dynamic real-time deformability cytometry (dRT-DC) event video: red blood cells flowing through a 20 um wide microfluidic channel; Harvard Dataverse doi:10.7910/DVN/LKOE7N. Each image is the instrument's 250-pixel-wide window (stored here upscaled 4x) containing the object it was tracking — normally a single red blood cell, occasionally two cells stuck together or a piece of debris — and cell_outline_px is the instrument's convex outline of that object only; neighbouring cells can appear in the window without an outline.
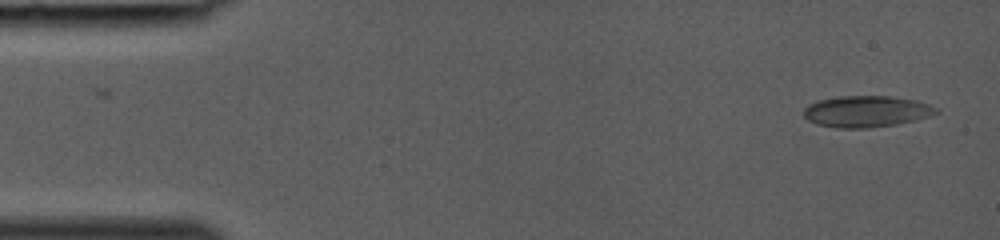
{"species": "common noctule bat (a hibernating species)", "species_latin": "Nyctalus noctula", "temperature_condition": "room temperature", "stored_images_in_passage": 37, "camera_frame_rate_fps": 3000, "um_per_image_px": 0.085, "animal": {"sex": "female", "body_mass_g": 19.0, "forearm_length_mm": 53.3}, "frame": {"image": 1, "passage_image": 1, "time_ms": 0.0, "image_size_px": [1000, 240], "cell_outline_px": [[940, 112], [916, 120], [896, 124], [868, 128], [836, 128], [816, 124], [808, 120], [804, 116], [804, 108], [808, 104], [820, 100], [840, 96], [888, 96], [916, 100], [940, 108]], "centroid_in_image_um": [73.65, 9.47], "position_along_channel_um": 11.3, "area_um2": 24.28}}
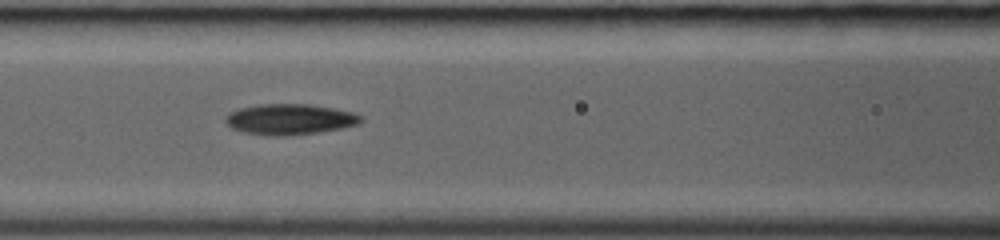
{"frame": {"image": 2, "passage_image": 16, "time_ms": 5.0, "image_size_px": [1000, 240], "cell_outline_px": [[364, 120], [360, 124], [320, 132], [284, 136], [272, 136], [244, 132], [232, 128], [224, 120], [224, 116], [228, 112], [240, 108], [260, 104], [308, 104], [332, 108], [352, 112], [360, 116]], "centroid_in_image_um": [24.61, 10.14], "position_along_channel_um": 142.0, "area_um2": 24.22}}
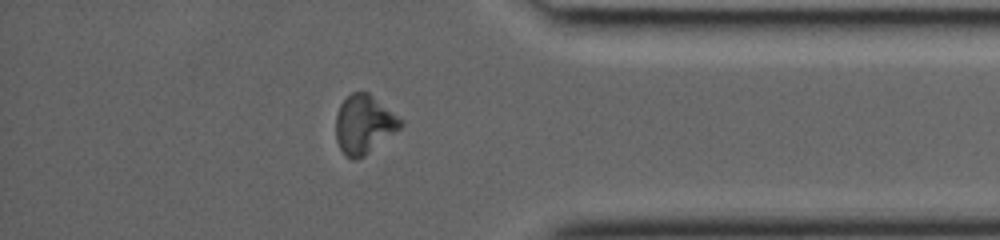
{"frame": {"image": 3, "passage_image": 32, "time_ms": 10.333, "image_size_px": [1000, 240], "cell_outline_px": [[404, 124], [400, 128], [364, 156], [356, 160], [348, 156], [340, 148], [336, 140], [336, 116], [340, 104], [352, 92], [368, 92], [404, 120]], "centroid_in_image_um": [30.95, 10.55], "position_along_channel_um": 404.3, "area_um2": 21.91}}